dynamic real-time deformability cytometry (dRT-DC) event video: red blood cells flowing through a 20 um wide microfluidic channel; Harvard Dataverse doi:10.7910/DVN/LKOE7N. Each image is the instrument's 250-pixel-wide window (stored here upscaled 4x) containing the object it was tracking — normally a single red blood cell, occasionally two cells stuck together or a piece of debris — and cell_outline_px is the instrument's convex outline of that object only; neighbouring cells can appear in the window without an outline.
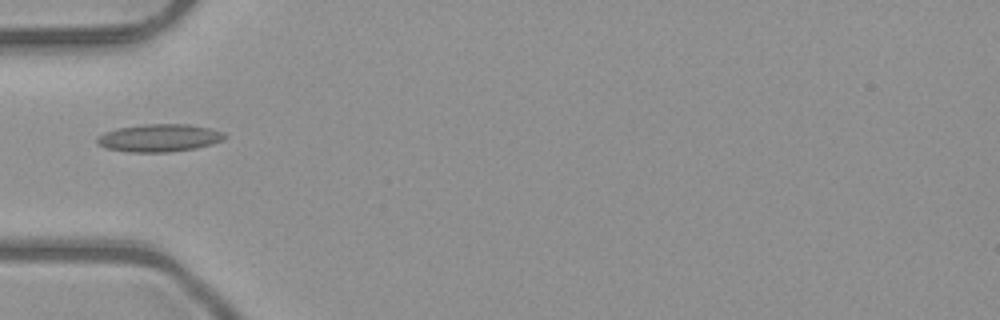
{"species": "common noctule bat (a hibernating species)", "species_latin": "Nyctalus noctula", "temperature_condition": "room temperature", "stored_images_in_passage": 15, "camera_frame_rate_fps": 3000, "um_per_image_px": 0.085, "animal": {"sex": "male", "body_mass_g": 23.1, "forearm_length_mm": 52.7}, "frame": {"image": 1, "passage_image": 1, "time_ms": 0.0, "image_size_px": [1000, 320], "cell_outline_px": [[228, 136], [224, 140], [212, 144], [196, 148], [168, 152], [128, 152], [104, 148], [96, 140], [104, 132], [120, 128], [144, 124], [188, 124], [208, 128], [224, 132]], "centroid_in_image_um": [13.58, 11.73], "position_along_channel_um": 71.4, "area_um2": 20.52}}
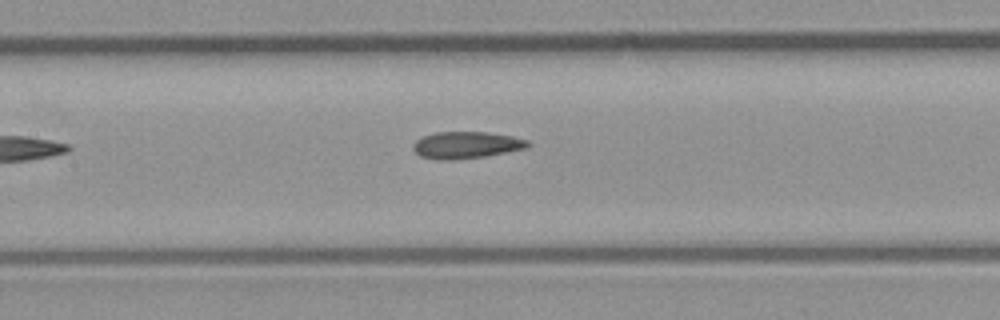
{"frame": {"image": 2, "passage_image": 8, "time_ms": 2.333, "image_size_px": [1000, 320], "cell_outline_px": [[532, 144], [528, 148], [484, 156], [452, 160], [440, 160], [420, 156], [412, 148], [412, 144], [416, 140], [424, 136], [436, 132], [488, 132], [512, 136], [528, 140]], "centroid_in_image_um": [39.65, 12.32], "position_along_channel_um": 167.8, "area_um2": 17.98}}
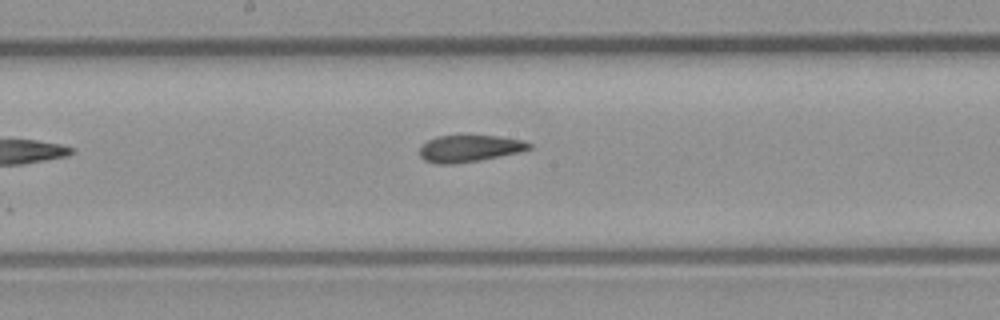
{"frame": {"image": 3, "passage_image": 11, "time_ms": 3.333, "image_size_px": [1000, 320], "cell_outline_px": [[532, 148], [520, 152], [480, 160], [452, 164], [436, 164], [424, 160], [420, 156], [420, 148], [428, 140], [436, 136], [500, 136], [524, 140], [532, 144]], "centroid_in_image_um": [39.93, 12.62], "position_along_channel_um": 208.3, "area_um2": 17.11}}